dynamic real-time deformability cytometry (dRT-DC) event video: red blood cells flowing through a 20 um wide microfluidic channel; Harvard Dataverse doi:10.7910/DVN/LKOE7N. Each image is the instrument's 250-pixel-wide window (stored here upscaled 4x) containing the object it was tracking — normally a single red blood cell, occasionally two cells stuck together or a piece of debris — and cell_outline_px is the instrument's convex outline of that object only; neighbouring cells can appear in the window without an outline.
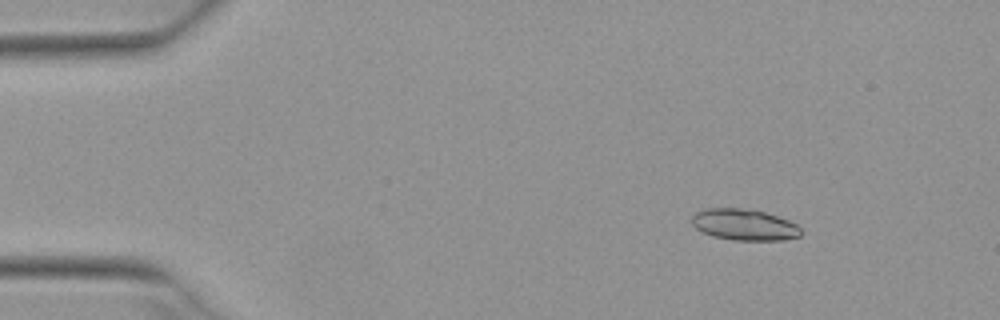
{"species": "Egyptian fruit bat (a non-hibernating species)", "species_latin": "Rousettus aegyptiacus", "temperature_condition": "warm", "stored_images_in_passage": 4, "camera_frame_rate_fps": 3000, "um_per_image_px": 0.085, "animal": {"sex": "female"}, "frame": {"image": 1, "passage_image": 2, "time_ms": 0.333, "image_size_px": [1000, 320], "cell_outline_px": [[800, 236], [784, 240], [732, 240], [712, 236], [696, 228], [692, 224], [692, 216], [696, 212], [704, 208], [740, 208], [764, 212], [788, 220], [796, 224], [800, 228]], "centroid_in_image_um": [63.24, 19.1], "position_along_channel_um": 21.8, "area_um2": 19.77}}